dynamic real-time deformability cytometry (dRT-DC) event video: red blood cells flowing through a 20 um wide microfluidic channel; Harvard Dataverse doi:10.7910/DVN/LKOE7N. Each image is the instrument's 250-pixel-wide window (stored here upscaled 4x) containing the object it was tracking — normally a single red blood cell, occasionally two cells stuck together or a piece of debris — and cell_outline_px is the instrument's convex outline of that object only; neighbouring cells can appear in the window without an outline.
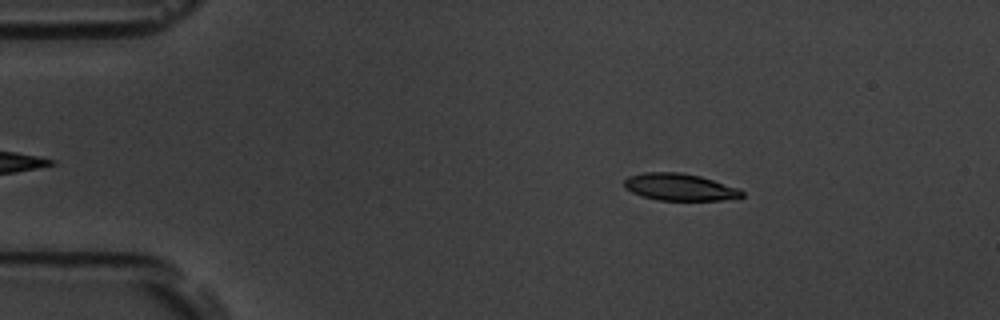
{"species": "common noctule bat (a hibernating species)", "species_latin": "Nyctalus noctula", "temperature_condition": "room temperature", "stored_images_in_passage": 54, "camera_frame_rate_fps": 3000, "um_per_image_px": 0.085, "animal": {"sex": "male", "body_mass_g": 19.5, "forearm_length_mm": 54.6}, "frame": {"image": 1, "passage_image": 8, "time_ms": 2.333, "image_size_px": [1000, 320], "cell_outline_px": [[744, 196], [724, 200], [656, 200], [640, 196], [624, 188], [624, 180], [628, 176], [644, 172], [680, 172], [700, 176], [736, 188], [744, 192]], "centroid_in_image_um": [57.71, 15.9], "position_along_channel_um": 27.3, "area_um2": 18.5}}
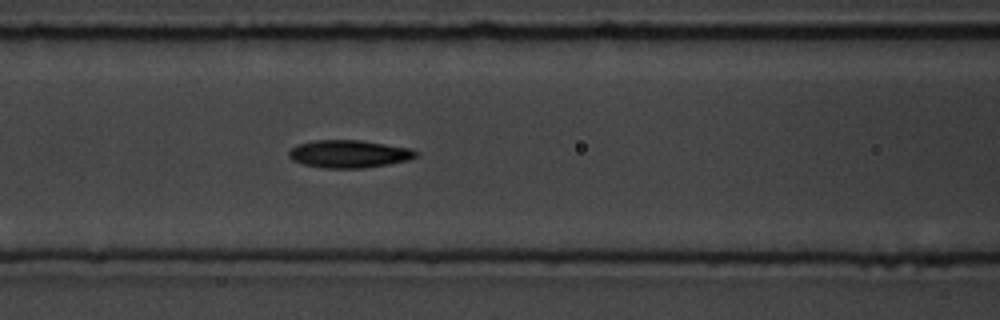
{"frame": {"image": 2, "passage_image": 22, "time_ms": 7.0, "image_size_px": [1000, 320], "cell_outline_px": [[416, 156], [408, 160], [388, 164], [364, 168], [324, 168], [304, 164], [292, 160], [288, 156], [288, 152], [296, 144], [316, 140], [360, 140], [412, 148], [416, 152]], "centroid_in_image_um": [29.64, 13.08], "position_along_channel_um": 137.0, "area_um2": 20.46}}
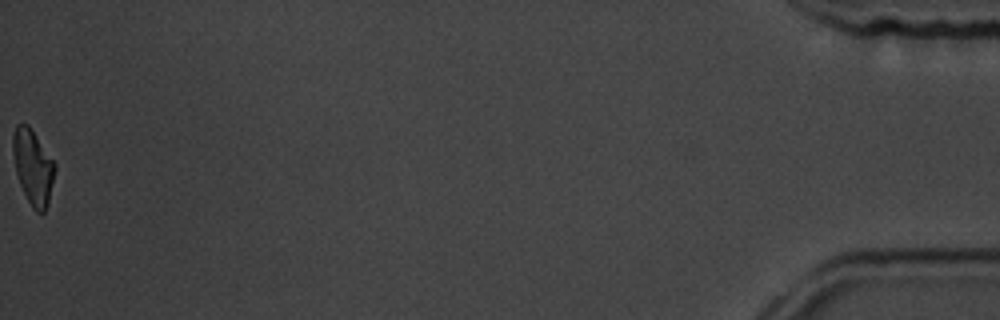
{"frame": {"image": 3, "passage_image": 54, "time_ms": 17.667, "image_size_px": [1000, 320], "cell_outline_px": [[56, 168], [48, 204], [44, 212], [36, 212], [32, 208], [20, 184], [16, 172], [12, 152], [12, 136], [16, 124], [28, 124], [56, 164]], "centroid_in_image_um": [2.8, 14.18], "position_along_channel_um": 432.4, "area_um2": 18.26}, "authors_computed_cell_mechanics": {"area_um2": 19.4786, "velocity_mm_per_s": 3.7303, "shape_relaxation_time_tau1_ms": 3.6703, "shape_relaxation_time_tau2_ms": 5.3191, "deformation_change_tau1": 0.1604, "deformation_change_tau2": 0.1263}}